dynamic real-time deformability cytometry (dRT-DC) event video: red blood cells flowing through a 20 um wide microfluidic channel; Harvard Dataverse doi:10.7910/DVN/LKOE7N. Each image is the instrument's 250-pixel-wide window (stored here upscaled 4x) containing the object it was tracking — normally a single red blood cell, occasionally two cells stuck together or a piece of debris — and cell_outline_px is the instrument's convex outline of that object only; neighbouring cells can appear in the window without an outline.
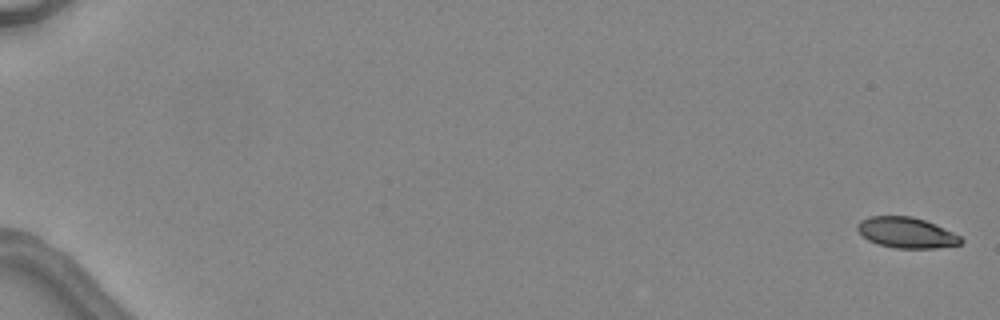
{"species": "common noctule bat (a hibernating species)", "species_latin": "Nyctalus noctula", "temperature_condition": "warm", "stored_images_in_passage": 7, "camera_frame_rate_fps": 3000, "um_per_image_px": 0.085, "animal": {"sex": "female", "body_mass_g": 24.6, "forearm_length_mm": 56.2}, "frame": {"image": 1, "passage_image": 1, "time_ms": 0.0, "image_size_px": [1000, 320], "cell_outline_px": [[964, 240], [960, 244], [936, 248], [896, 248], [876, 244], [868, 240], [856, 228], [856, 224], [860, 220], [868, 216], [912, 216], [924, 220], [952, 232], [960, 236]], "centroid_in_image_um": [77.01, 19.77], "position_along_channel_um": 8.0, "area_um2": 18.44}}
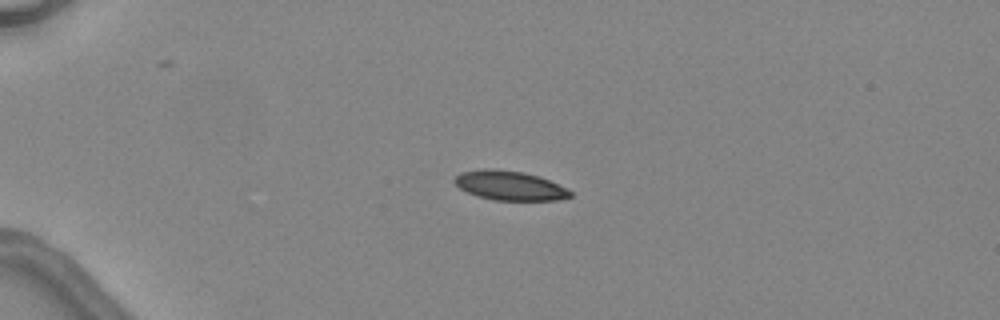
{"frame": {"image": 2, "passage_image": 4, "time_ms": 4.333, "image_size_px": [1000, 320], "cell_outline_px": [[572, 196], [556, 200], [496, 200], [476, 196], [460, 188], [452, 180], [460, 172], [484, 168], [496, 168], [524, 172], [540, 176], [568, 188], [572, 192]], "centroid_in_image_um": [43.33, 15.76], "position_along_channel_um": 41.7, "area_um2": 20.0}}